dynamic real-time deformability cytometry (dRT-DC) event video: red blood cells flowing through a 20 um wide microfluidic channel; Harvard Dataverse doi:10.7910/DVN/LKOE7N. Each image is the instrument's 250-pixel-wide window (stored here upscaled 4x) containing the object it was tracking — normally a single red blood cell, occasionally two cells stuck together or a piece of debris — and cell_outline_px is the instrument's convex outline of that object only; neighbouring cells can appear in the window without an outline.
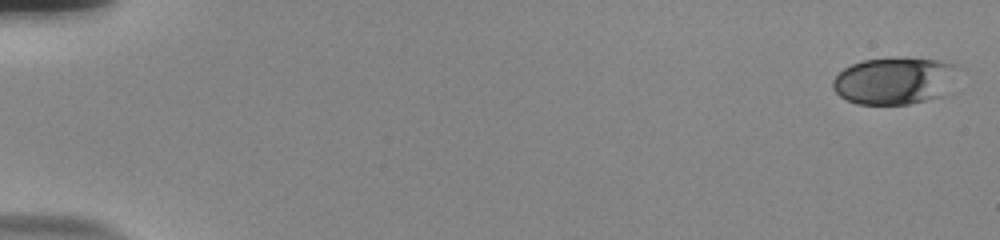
{"species": "human", "species_latin": "Homo sapiens", "temperature_condition": "room temperature", "stored_images_in_passage": 56, "camera_frame_rate_fps": 3000, "um_per_image_px": 0.085, "donor": {"sex": "male"}, "frame": {"image": 1, "passage_image": 1, "time_ms": 0.0, "image_size_px": [1000, 240], "cell_outline_px": [[964, 68], [944, 96], [908, 104], [856, 104], [840, 96], [832, 88], [832, 80], [844, 68], [852, 64], [864, 60], [892, 56], [940, 60], [956, 64]], "centroid_in_image_um": [76.12, 6.83], "position_along_channel_um": 8.9, "area_um2": 35.37}}
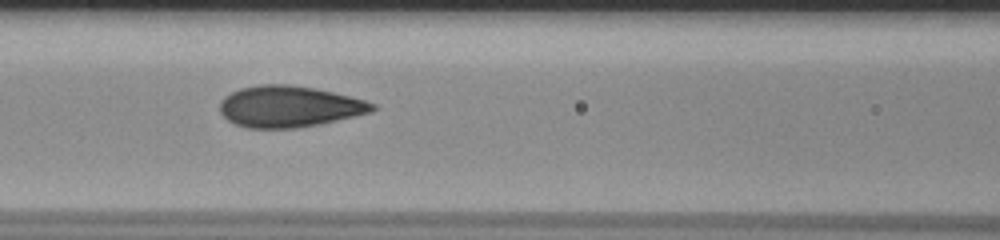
{"frame": {"image": 2, "passage_image": 26, "time_ms": 8.333, "image_size_px": [1000, 240], "cell_outline_px": [[380, 108], [372, 112], [336, 120], [316, 124], [292, 128], [248, 128], [236, 124], [228, 120], [220, 112], [220, 100], [224, 96], [240, 88], [260, 84], [288, 84], [312, 88], [332, 92], [364, 100], [376, 104]], "centroid_in_image_um": [24.57, 9.05], "position_along_channel_um": 142.0, "area_um2": 36.47}}
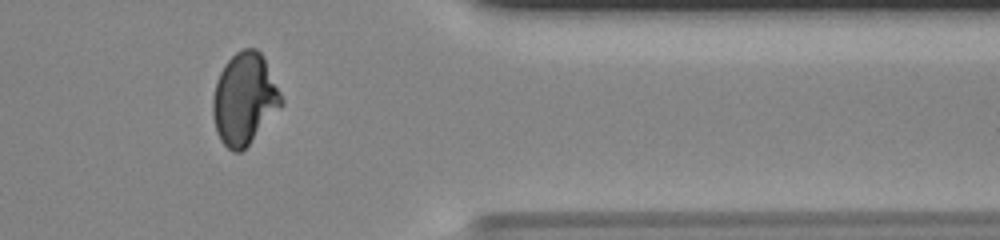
{"frame": {"image": 3, "passage_image": 47, "time_ms": 15.333, "image_size_px": [1000, 240], "cell_outline_px": [[284, 104], [248, 144], [240, 152], [232, 152], [220, 140], [216, 132], [212, 112], [212, 100], [216, 84], [220, 72], [224, 64], [236, 52], [244, 48], [256, 48], [264, 56], [284, 100]], "centroid_in_image_um": [20.78, 8.39], "position_along_channel_um": 390.6, "area_um2": 36.47}, "authors_computed_cell_mechanics": {"area_um2": 35.5759, "velocity_mm_per_s": 3.7275, "shape_relaxation_time_tau1_ms": 7.4167, "shape_relaxation_time_tau2_ms": null, "deformation_change_tau1": 0.2223, "deformation_change_tau2": null}}